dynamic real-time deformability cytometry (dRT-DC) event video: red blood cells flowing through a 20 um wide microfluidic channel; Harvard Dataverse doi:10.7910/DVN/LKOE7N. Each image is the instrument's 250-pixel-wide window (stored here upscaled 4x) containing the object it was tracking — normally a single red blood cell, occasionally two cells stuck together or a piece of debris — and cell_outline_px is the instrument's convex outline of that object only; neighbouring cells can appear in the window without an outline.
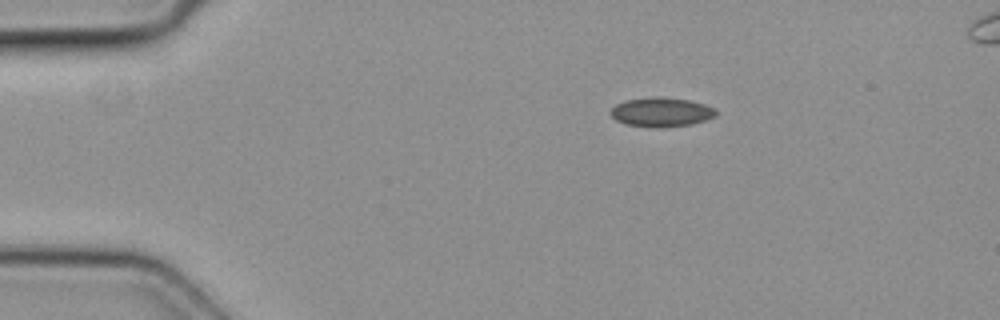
{"species": "common noctule bat (a hibernating species)", "species_latin": "Nyctalus noctula", "temperature_condition": "cold", "stored_images_in_passage": 5, "camera_frame_rate_fps": 3000, "um_per_image_px": 0.085, "animal": {"sex": "female", "body_mass_g": 19.3, "forearm_length_mm": 54.1}, "frame": {"image": 1, "passage_image": 1, "time_ms": 0.0, "image_size_px": [1000, 320], "cell_outline_px": [[716, 116], [708, 120], [692, 124], [668, 128], [656, 128], [624, 124], [616, 120], [608, 112], [616, 104], [624, 100], [656, 96], [692, 100], [716, 108]], "centroid_in_image_um": [56.23, 9.54], "position_along_channel_um": 28.8, "area_um2": 18.44}}
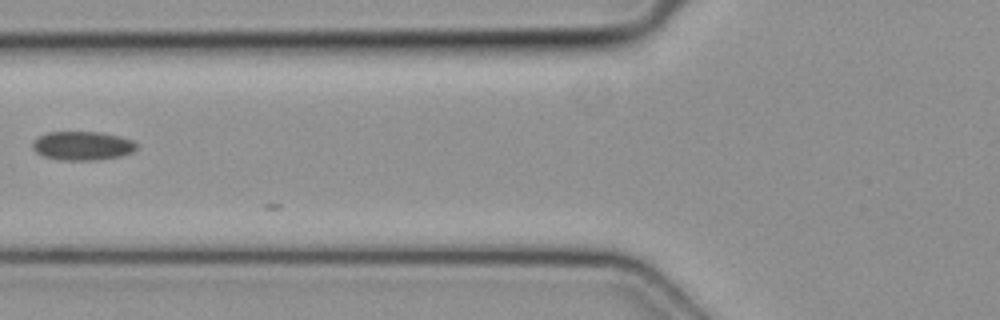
{"frame": {"image": 2, "passage_image": 4, "time_ms": 1.0, "image_size_px": [1000, 320], "cell_outline_px": [[136, 148], [132, 152], [120, 156], [100, 160], [60, 160], [44, 156], [36, 152], [32, 148], [32, 144], [40, 136], [48, 132], [100, 132], [132, 140], [136, 144]], "centroid_in_image_um": [7.0, 12.4], "position_along_channel_um": 118.8, "area_um2": 17.28}}